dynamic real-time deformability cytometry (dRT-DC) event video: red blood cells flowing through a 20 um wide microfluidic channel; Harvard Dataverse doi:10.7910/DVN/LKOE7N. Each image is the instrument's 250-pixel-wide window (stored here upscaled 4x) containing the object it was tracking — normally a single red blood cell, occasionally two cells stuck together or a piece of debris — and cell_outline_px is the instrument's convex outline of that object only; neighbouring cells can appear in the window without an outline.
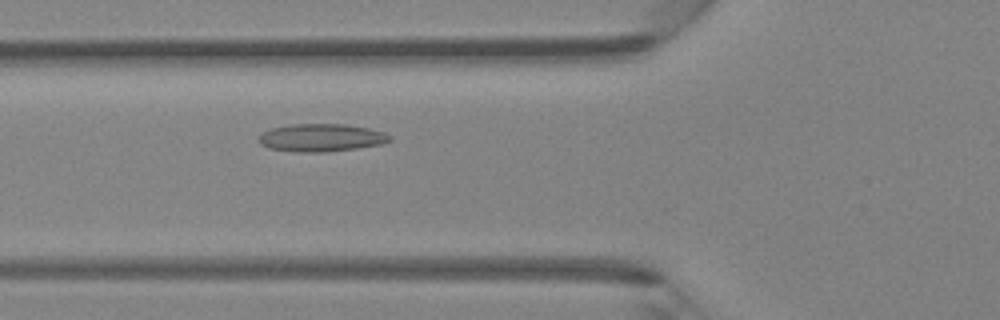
{"species": "Egyptian fruit bat (a non-hibernating species)", "species_latin": "Rousettus aegyptiacus", "temperature_condition": "room temperature", "stored_images_in_passage": 44, "camera_frame_rate_fps": 3000, "um_per_image_px": 0.085, "animal": {"sex": "female"}, "frame": {"image": 1, "passage_image": 15, "time_ms": 4.667, "image_size_px": [1000, 320], "cell_outline_px": [[392, 140], [380, 144], [356, 148], [328, 152], [296, 152], [268, 148], [260, 144], [260, 136], [264, 132], [272, 128], [292, 124], [348, 124], [368, 128], [384, 132], [392, 136]], "centroid_in_image_um": [27.33, 11.7], "position_along_channel_um": 98.5, "area_um2": 21.15}}
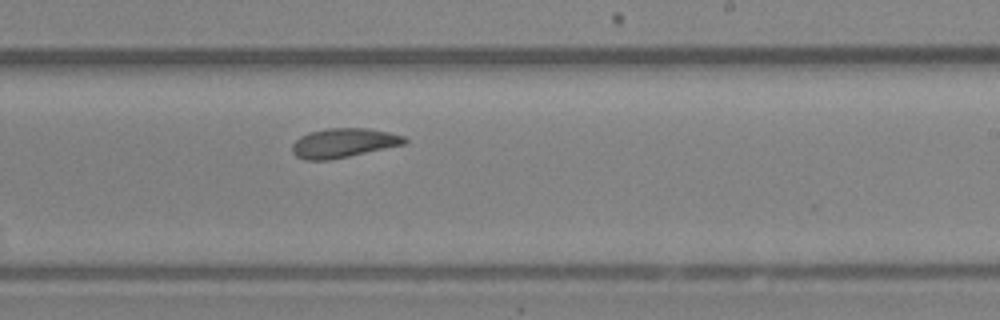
{"frame": {"image": 2, "passage_image": 26, "time_ms": 8.333, "image_size_px": [1000, 320], "cell_outline_px": [[408, 140], [404, 144], [348, 156], [328, 160], [304, 160], [296, 156], [292, 152], [292, 144], [300, 136], [308, 132], [328, 128], [368, 128], [388, 132], [404, 136]], "centroid_in_image_um": [29.16, 12.14], "position_along_channel_um": 259.8, "area_um2": 19.07}}
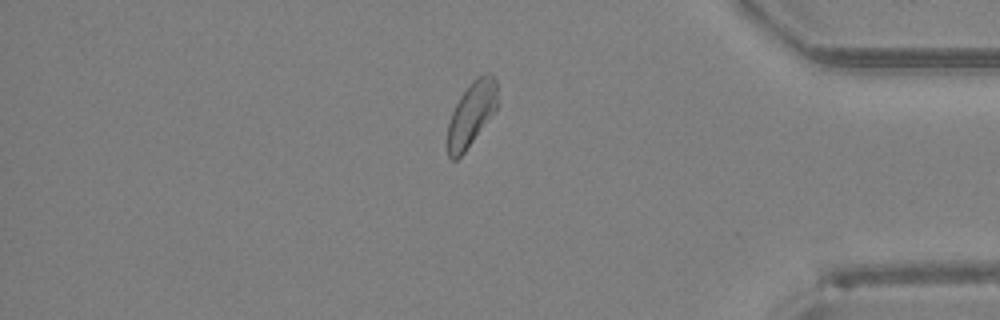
{"frame": {"image": 3, "passage_image": 37, "time_ms": 12.0, "image_size_px": [1000, 320], "cell_outline_px": [[496, 108], [464, 152], [456, 160], [452, 160], [448, 156], [448, 124], [452, 112], [460, 96], [472, 80], [476, 76], [484, 72], [488, 72], [496, 76]], "centroid_in_image_um": [40.06, 9.63], "position_along_channel_um": 395.1, "area_um2": 18.32}}